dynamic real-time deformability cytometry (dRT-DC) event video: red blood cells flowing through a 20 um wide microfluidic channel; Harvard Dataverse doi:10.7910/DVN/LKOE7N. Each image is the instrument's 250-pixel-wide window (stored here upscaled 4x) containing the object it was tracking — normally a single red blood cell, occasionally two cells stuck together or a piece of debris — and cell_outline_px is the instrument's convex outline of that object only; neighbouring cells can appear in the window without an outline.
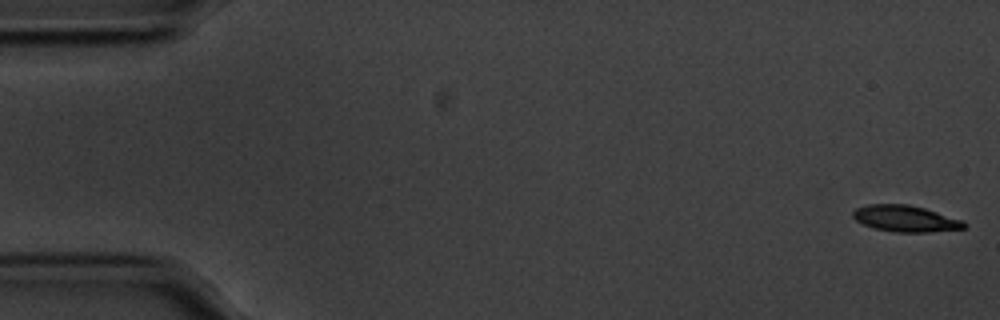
{"species": "common noctule bat (a hibernating species)", "species_latin": "Nyctalus noctula", "temperature_condition": "cold", "stored_images_in_passage": 56, "camera_frame_rate_fps": 3000, "um_per_image_px": 0.085, "animal": {"sex": "male", "body_mass_g": 20.1, "forearm_length_mm": 53.5}, "frame": {"image": 1, "passage_image": 1, "time_ms": 0.0, "image_size_px": [1000, 320], "cell_outline_px": [[968, 224], [964, 228], [928, 232], [892, 232], [872, 228], [856, 220], [852, 216], [852, 212], [856, 208], [868, 204], [908, 204], [924, 208], [964, 220]], "centroid_in_image_um": [76.96, 18.58], "position_along_channel_um": 8.0, "area_um2": 17.17}}
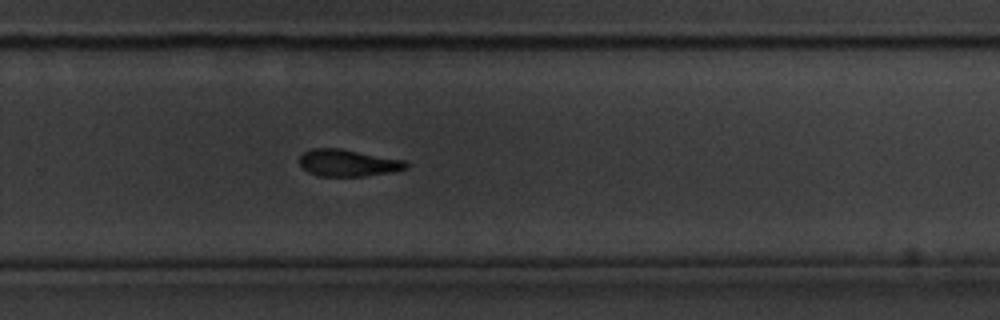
{"frame": {"image": 2, "passage_image": 37, "time_ms": 12.0, "image_size_px": [1000, 320], "cell_outline_px": [[408, 168], [392, 172], [364, 176], [316, 176], [308, 172], [300, 164], [300, 156], [304, 152], [312, 148], [340, 148], [404, 160], [408, 164]], "centroid_in_image_um": [29.57, 13.85], "position_along_channel_um": 300.2, "area_um2": 16.7}}
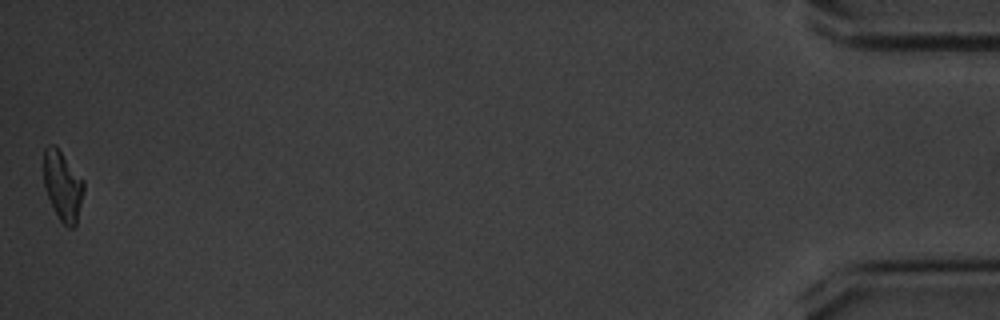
{"frame": {"image": 3, "passage_image": 56, "time_ms": 18.333, "image_size_px": [1000, 320], "cell_outline_px": [[84, 192], [76, 224], [72, 228], [68, 228], [60, 220], [44, 188], [44, 148], [48, 144], [56, 144], [84, 180]], "centroid_in_image_um": [5.34, 15.74], "position_along_channel_um": 429.9, "area_um2": 16.36}, "authors_computed_cell_mechanics": {"area_um2": 17.6579, "velocity_mm_per_s": 3.5399, "shape_relaxation_time_tau1_ms": 4.0166, "shape_relaxation_time_tau2_ms": 9.5633, "deformation_change_tau1": 0.1311, "deformation_change_tau2": 0.1793}}